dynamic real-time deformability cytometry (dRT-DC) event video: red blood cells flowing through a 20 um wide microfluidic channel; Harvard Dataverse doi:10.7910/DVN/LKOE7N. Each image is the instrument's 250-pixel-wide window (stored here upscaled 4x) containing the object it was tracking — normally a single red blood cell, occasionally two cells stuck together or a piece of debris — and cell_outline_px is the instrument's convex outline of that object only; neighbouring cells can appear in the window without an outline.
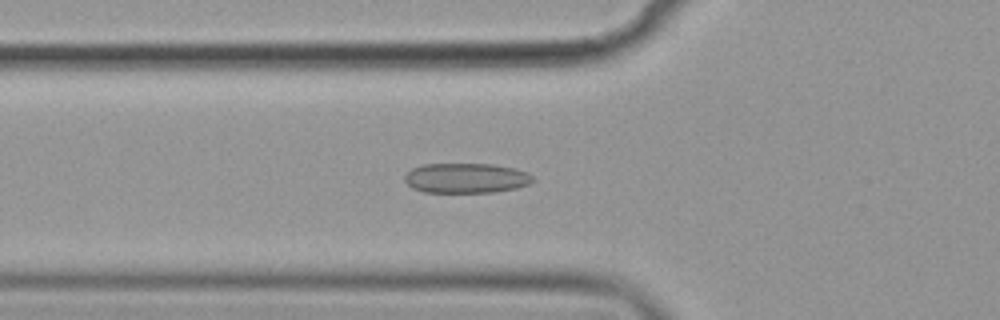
{"species": "common noctule bat (a hibernating species)", "species_latin": "Nyctalus noctula", "temperature_condition": "cold", "stored_images_in_passage": 44, "camera_frame_rate_fps": 3000, "um_per_image_px": 0.085, "animal": {"sex": "female", "body_mass_g": 19.9}, "frame": {"image": 1, "passage_image": 8, "time_ms": 2.333, "image_size_px": [1000, 320], "cell_outline_px": [[536, 180], [528, 184], [516, 188], [492, 192], [424, 192], [412, 188], [404, 180], [404, 176], [412, 168], [424, 164], [492, 164], [516, 168], [528, 172]], "centroid_in_image_um": [39.63, 15.13], "position_along_channel_um": 86.2, "area_um2": 22.43}}
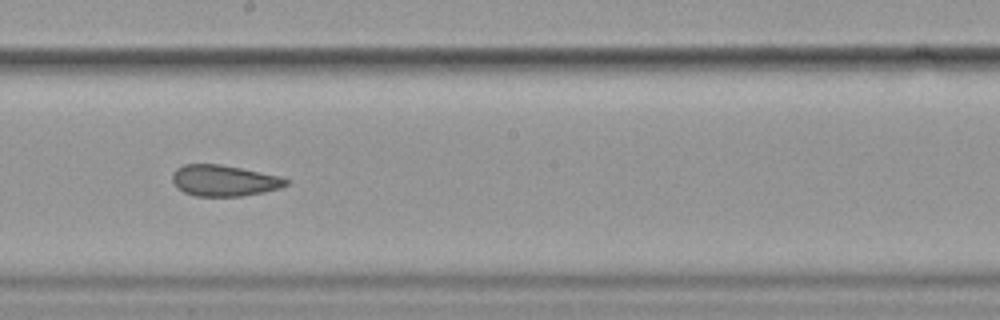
{"frame": {"image": 2, "passage_image": 20, "time_ms": 6.333, "image_size_px": [1000, 320], "cell_outline_px": [[288, 184], [280, 188], [264, 192], [240, 196], [196, 196], [184, 192], [176, 188], [172, 180], [172, 172], [176, 168], [184, 164], [220, 164], [280, 176], [288, 180]], "centroid_in_image_um": [19.01, 15.35], "position_along_channel_um": 229.2, "area_um2": 20.63}}
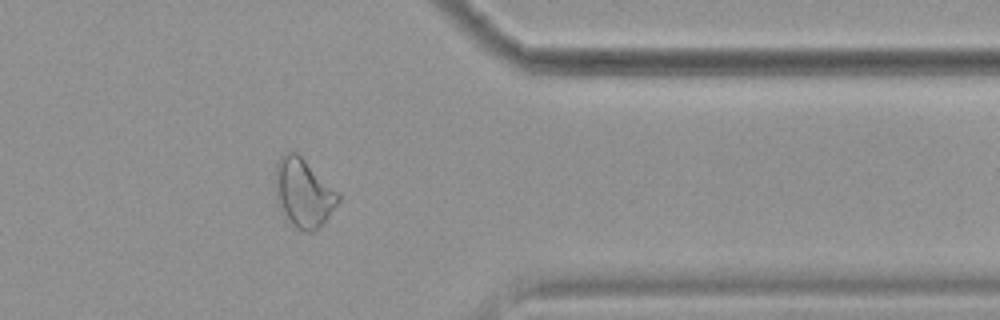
{"frame": {"image": 3, "passage_image": 34, "time_ms": 11.0, "image_size_px": [1000, 320], "cell_outline_px": [[340, 200], [324, 224], [312, 232], [304, 232], [296, 228], [292, 224], [276, 196], [276, 160], [284, 152], [296, 152], [340, 192]], "centroid_in_image_um": [25.85, 16.38], "position_along_channel_um": 385.6, "area_um2": 24.91}, "authors_computed_cell_mechanics": {"area_um2": 21.8773, "velocity_mm_per_s": 3.5629, "shape_relaxation_time_tau1_ms": null, "shape_relaxation_time_tau2_ms": 2.5998, "deformation_change_tau1": null, "deformation_change_tau2": 0.1083}}